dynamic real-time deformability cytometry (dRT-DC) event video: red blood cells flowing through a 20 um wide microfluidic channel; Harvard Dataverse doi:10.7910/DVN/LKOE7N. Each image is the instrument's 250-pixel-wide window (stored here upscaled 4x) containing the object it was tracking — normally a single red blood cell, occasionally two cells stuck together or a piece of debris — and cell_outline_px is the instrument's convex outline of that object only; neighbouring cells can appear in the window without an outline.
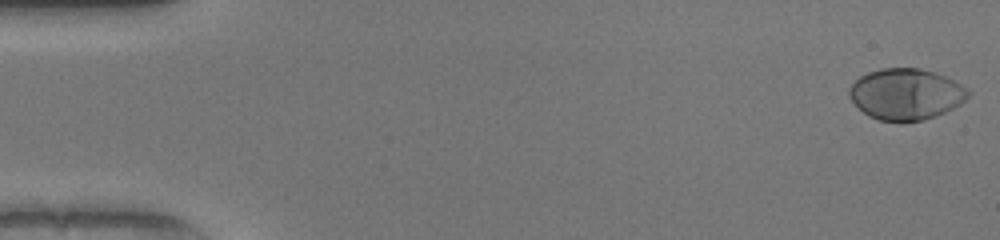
{"species": "human", "species_latin": "Homo sapiens", "temperature_condition": "warm", "stored_images_in_passage": 51, "camera_frame_rate_fps": 3000, "um_per_image_px": 0.085, "donor": {"sex": "female"}, "frame": {"image": 1, "passage_image": 1, "time_ms": 0.0, "image_size_px": [1000, 240], "cell_outline_px": [[972, 92], [960, 104], [936, 116], [924, 120], [880, 120], [868, 116], [848, 96], [848, 88], [860, 76], [868, 72], [880, 68], [920, 68], [944, 76], [968, 88]], "centroid_in_image_um": [77.0, 7.98], "position_along_channel_um": 8.0, "area_um2": 35.08}}
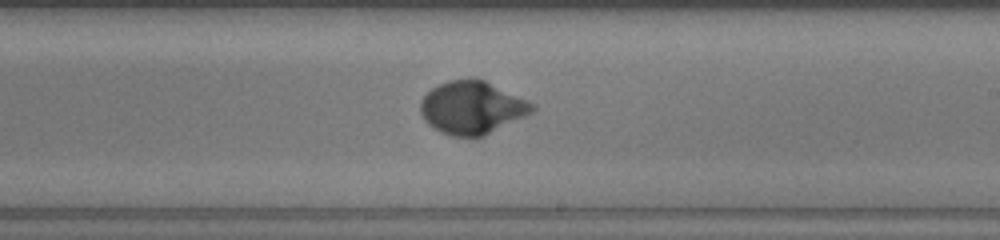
{"frame": {"image": 2, "passage_image": 30, "time_ms": 9.667, "image_size_px": [1000, 240], "cell_outline_px": [[536, 108], [532, 112], [484, 136], [452, 136], [440, 132], [428, 124], [424, 120], [420, 112], [420, 100], [432, 88], [448, 80], [468, 76], [472, 76], [484, 80], [528, 100], [536, 104]], "centroid_in_image_um": [40.1, 9.12], "position_along_channel_um": 248.9, "area_um2": 34.62}}
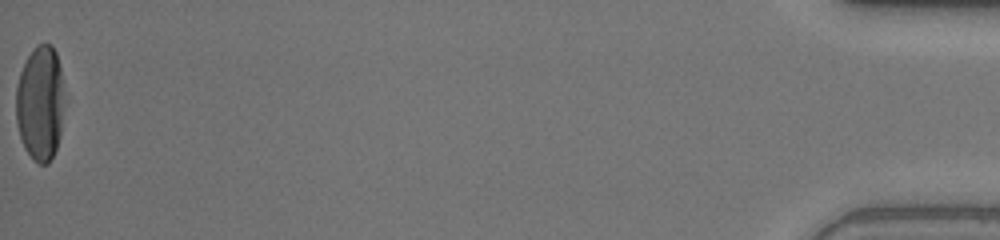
{"frame": {"image": 3, "passage_image": 51, "time_ms": 16.667, "image_size_px": [1000, 240], "cell_outline_px": [[60, 136], [56, 148], [48, 164], [40, 164], [32, 160], [24, 148], [20, 136], [16, 120], [16, 88], [20, 72], [32, 48], [36, 44], [52, 44], [56, 52], [60, 68]], "centroid_in_image_um": [3.36, 8.78], "position_along_channel_um": 431.8, "area_um2": 31.62}, "authors_computed_cell_mechanics": {"area_um2": 33.5818, "velocity_mm_per_s": 4.0972, "shape_relaxation_time_tau1_ms": 3.1879, "shape_relaxation_time_tau2_ms": null, "deformation_change_tau1": 0.2116, "deformation_change_tau2": null}}